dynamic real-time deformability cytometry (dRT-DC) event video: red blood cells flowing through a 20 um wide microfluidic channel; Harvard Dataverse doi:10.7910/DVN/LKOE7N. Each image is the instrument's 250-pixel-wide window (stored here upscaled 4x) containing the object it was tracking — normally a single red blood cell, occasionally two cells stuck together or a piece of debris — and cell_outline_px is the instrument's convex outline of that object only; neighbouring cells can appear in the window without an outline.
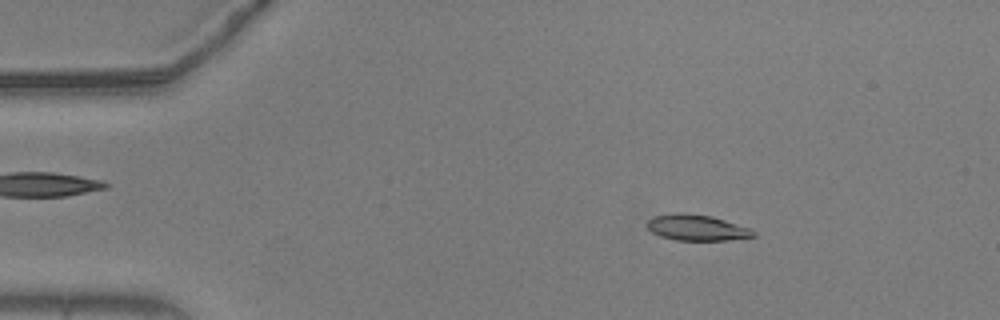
{"species": "common noctule bat (a hibernating species)", "species_latin": "Nyctalus noctula", "temperature_condition": "warm", "stored_images_in_passage": 54, "camera_frame_rate_fps": 3000, "um_per_image_px": 0.085, "animal": {"sex": "male", "body_mass_g": 20.5, "forearm_length_mm": 52.5}, "frame": {"image": 1, "passage_image": 8, "time_ms": 2.333, "image_size_px": [1000, 320], "cell_outline_px": [[756, 236], [728, 240], [676, 240], [660, 236], [652, 232], [644, 224], [652, 216], [676, 212], [684, 212], [712, 216], [752, 228], [756, 232]], "centroid_in_image_um": [59.22, 19.33], "position_along_channel_um": 25.8, "area_um2": 16.36}}
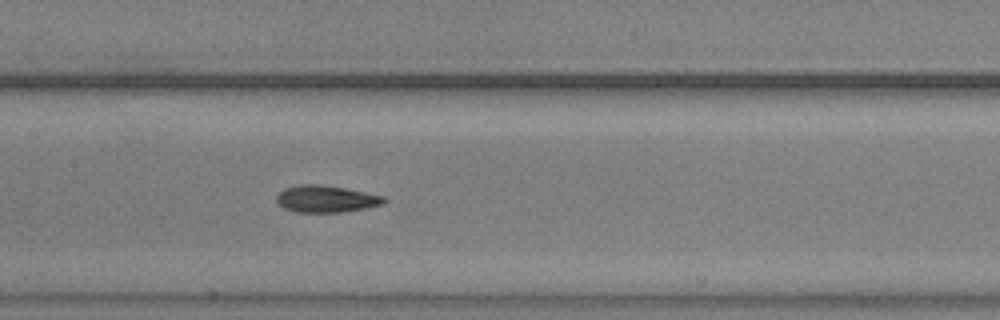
{"frame": {"image": 2, "passage_image": 26, "time_ms": 8.333, "image_size_px": [1000, 320], "cell_outline_px": [[388, 200], [384, 204], [364, 208], [340, 212], [296, 212], [284, 208], [276, 200], [276, 196], [284, 188], [300, 184], [320, 184], [344, 188], [384, 196]], "centroid_in_image_um": [27.71, 16.9], "position_along_channel_um": 179.7, "area_um2": 16.76}}
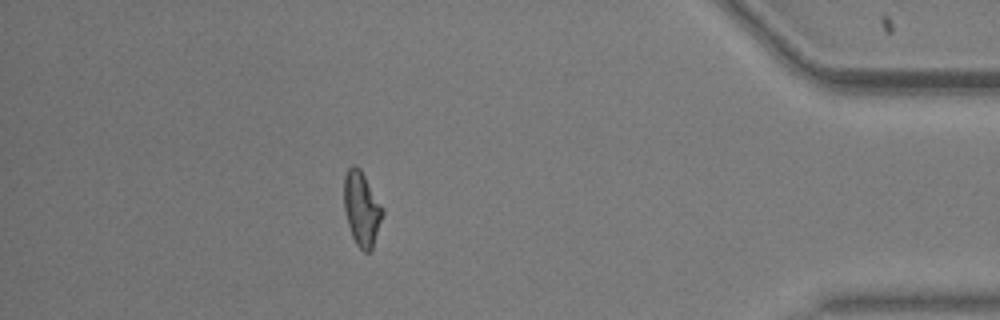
{"frame": {"image": 3, "passage_image": 48, "time_ms": 15.667, "image_size_px": [1000, 320], "cell_outline_px": [[384, 212], [372, 248], [368, 252], [364, 252], [356, 244], [352, 236], [348, 224], [344, 208], [344, 176], [348, 168], [352, 164], [356, 164], [360, 168], [384, 208]], "centroid_in_image_um": [30.74, 17.7], "position_along_channel_um": 404.5, "area_um2": 16.7}, "authors_computed_cell_mechanics": {"area_um2": 16.5886, "velocity_mm_per_s": 3.6781, "shape_relaxation_time_tau1_ms": 6.91, "shape_relaxation_time_tau2_ms": 1.968, "deformation_change_tau1": 0.185, "deformation_change_tau2": 0.0879}}